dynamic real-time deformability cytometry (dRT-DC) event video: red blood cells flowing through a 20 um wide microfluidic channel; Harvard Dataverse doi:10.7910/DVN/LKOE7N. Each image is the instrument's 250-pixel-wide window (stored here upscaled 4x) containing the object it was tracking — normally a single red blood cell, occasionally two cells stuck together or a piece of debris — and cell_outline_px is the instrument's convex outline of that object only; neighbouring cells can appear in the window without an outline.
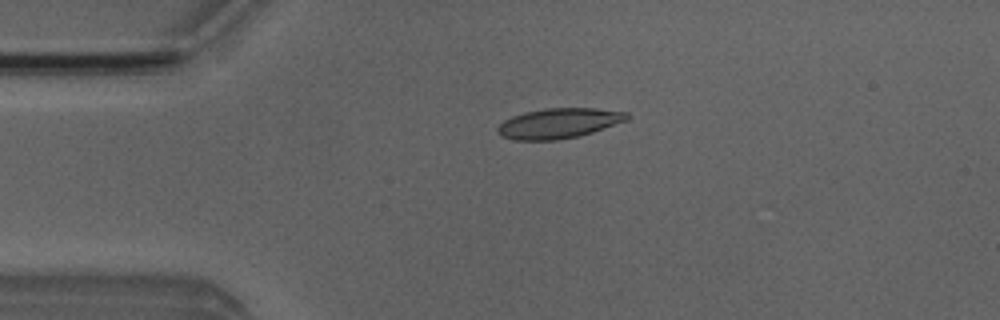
{"species": "Egyptian fruit bat (a non-hibernating species)", "species_latin": "Rousettus aegyptiacus", "temperature_condition": "room temperature", "stored_images_in_passage": 4, "camera_frame_rate_fps": 3000, "um_per_image_px": 0.085, "animal": {"sex": "male"}, "frame": {"image": 1, "passage_image": 3, "time_ms": 2.333, "image_size_px": [1000, 320], "cell_outline_px": [[628, 120], [592, 132], [576, 136], [556, 140], [512, 140], [500, 136], [496, 132], [496, 128], [504, 120], [512, 116], [524, 112], [544, 108], [596, 108], [628, 112]], "centroid_in_image_um": [47.45, 10.47], "position_along_channel_um": 37.5, "area_um2": 22.77}}